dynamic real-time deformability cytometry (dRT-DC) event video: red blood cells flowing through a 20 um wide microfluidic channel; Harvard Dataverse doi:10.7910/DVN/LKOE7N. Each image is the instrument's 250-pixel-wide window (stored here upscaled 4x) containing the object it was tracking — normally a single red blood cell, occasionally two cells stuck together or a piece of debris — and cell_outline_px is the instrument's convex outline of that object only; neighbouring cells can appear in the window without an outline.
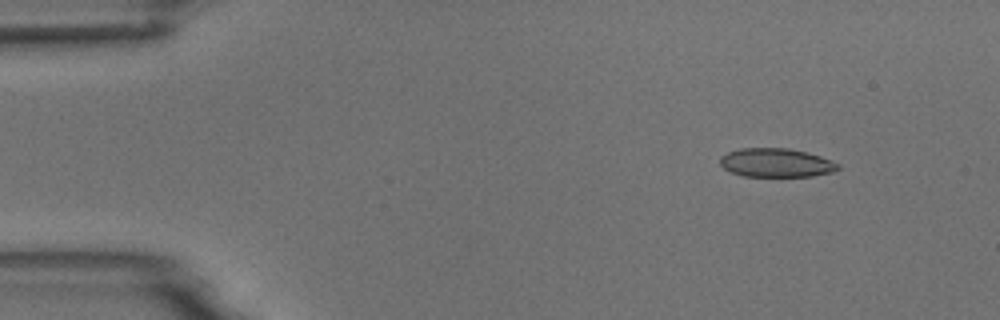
{"species": "common noctule bat (a hibernating species)", "species_latin": "Nyctalus noctula", "temperature_condition": "room temperature", "stored_images_in_passage": 3, "camera_frame_rate_fps": 3000, "um_per_image_px": 0.085, "animal": {"sex": "male", "body_mass_g": 18.8}, "frame": {"image": 1, "passage_image": 1, "time_ms": 0.0, "image_size_px": [1000, 320], "cell_outline_px": [[840, 168], [832, 172], [812, 176], [744, 176], [732, 172], [724, 168], [720, 164], [720, 156], [728, 152], [740, 148], [788, 148], [820, 156], [832, 160], [840, 164]], "centroid_in_image_um": [65.98, 13.83], "position_along_channel_um": 19.0, "area_um2": 19.71}}
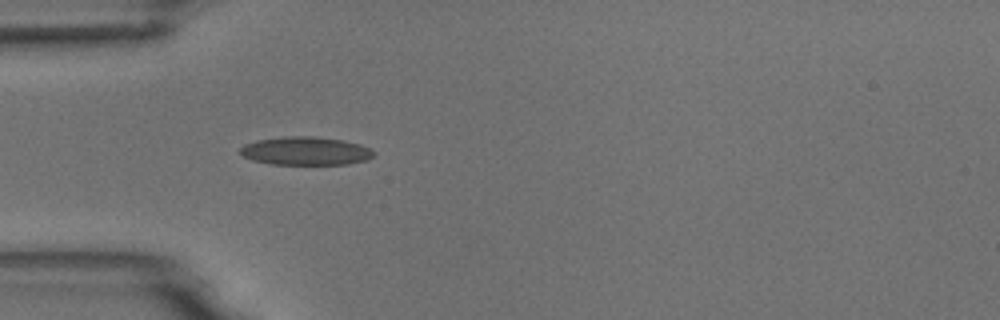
{"frame": {"image": 2, "passage_image": 3, "time_ms": 3.333, "image_size_px": [1000, 320], "cell_outline_px": [[376, 152], [368, 160], [348, 164], [272, 164], [252, 160], [244, 156], [240, 152], [240, 148], [244, 144], [256, 140], [284, 136], [316, 136], [344, 140], [360, 144]], "centroid_in_image_um": [25.99, 12.82], "position_along_channel_um": 59.0, "area_um2": 22.14}}